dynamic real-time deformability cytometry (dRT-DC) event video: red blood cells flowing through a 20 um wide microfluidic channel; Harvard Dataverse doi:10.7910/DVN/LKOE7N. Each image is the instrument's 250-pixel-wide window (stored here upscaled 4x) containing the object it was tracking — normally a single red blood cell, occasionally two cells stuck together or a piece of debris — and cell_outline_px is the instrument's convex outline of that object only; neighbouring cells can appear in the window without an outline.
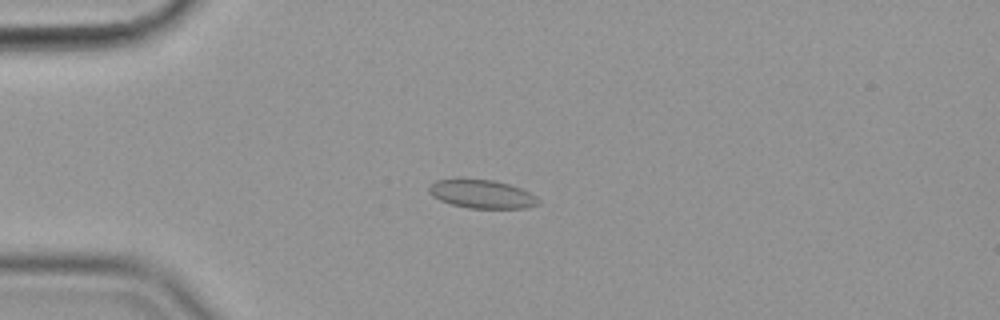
{"species": "common noctule bat (a hibernating species)", "species_latin": "Nyctalus noctula", "temperature_condition": "cold", "stored_images_in_passage": 45, "camera_frame_rate_fps": 3000, "um_per_image_px": 0.085, "animal": {"sex": "female", "body_mass_g": 19.9}, "frame": {"image": 1, "passage_image": 3, "time_ms": 0.667, "image_size_px": [1000, 320], "cell_outline_px": [[540, 204], [528, 208], [468, 208], [452, 204], [440, 200], [432, 196], [428, 192], [428, 188], [436, 180], [460, 176], [492, 180], [508, 184], [520, 188], [536, 196], [540, 200]], "centroid_in_image_um": [40.92, 16.46], "position_along_channel_um": 44.1, "area_um2": 18.67}}
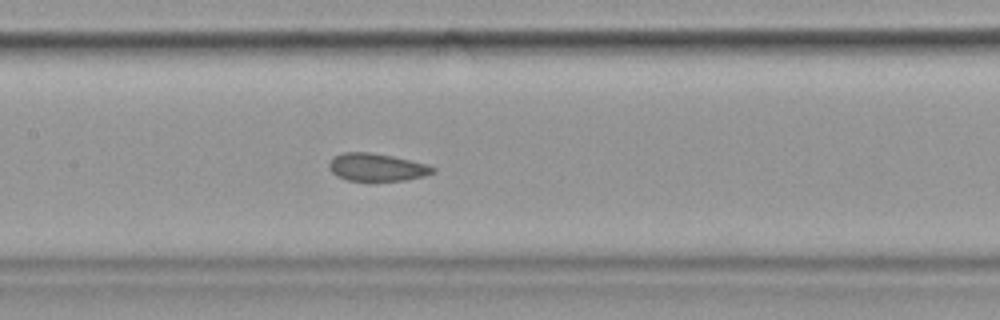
{"frame": {"image": 2, "passage_image": 16, "time_ms": 5.0, "image_size_px": [1000, 320], "cell_outline_px": [[436, 172], [424, 176], [404, 180], [348, 180], [336, 176], [328, 168], [328, 164], [336, 156], [344, 152], [368, 152], [392, 156], [424, 164], [436, 168]], "centroid_in_image_um": [32.01, 14.22], "position_along_channel_um": 175.4, "area_um2": 16.42}}
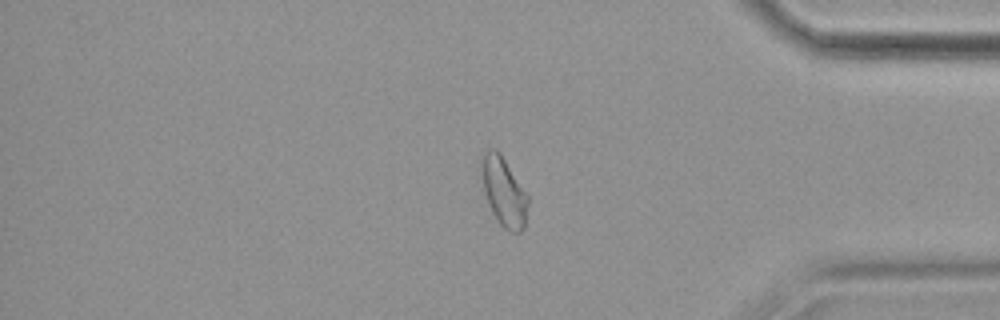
{"frame": {"image": 3, "passage_image": 36, "time_ms": 11.667, "image_size_px": [1000, 320], "cell_outline_px": [[528, 204], [524, 228], [520, 232], [512, 232], [504, 228], [500, 224], [492, 212], [488, 204], [484, 192], [480, 168], [480, 160], [484, 152], [488, 148], [496, 148], [500, 152], [528, 196]], "centroid_in_image_um": [42.79, 16.26], "position_along_channel_um": 392.4, "area_um2": 18.73}, "authors_computed_cell_mechanics": {"area_um2": 17.7446, "velocity_mm_per_s": 3.5817, "shape_relaxation_time_tau1_ms": null, "shape_relaxation_time_tau2_ms": 1.5978, "deformation_change_tau1": null, "deformation_change_tau2": 0.0594}}